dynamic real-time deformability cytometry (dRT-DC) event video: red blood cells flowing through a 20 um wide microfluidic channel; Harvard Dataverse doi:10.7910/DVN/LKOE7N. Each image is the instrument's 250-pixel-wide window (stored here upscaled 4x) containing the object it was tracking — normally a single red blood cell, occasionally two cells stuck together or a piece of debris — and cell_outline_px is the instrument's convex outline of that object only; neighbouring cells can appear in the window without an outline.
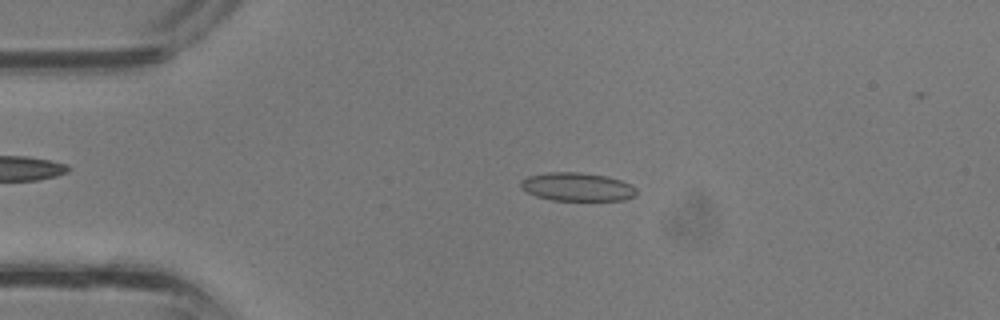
{"species": "common noctule bat (a hibernating species)", "species_latin": "Nyctalus noctula", "temperature_condition": "room temperature", "stored_images_in_passage": 29, "camera_frame_rate_fps": 3000, "um_per_image_px": 0.085, "animal": {"sex": "male", "body_mass_g": 13.3}, "frame": {"image": 1, "passage_image": 1, "time_ms": 0.0, "image_size_px": [1000, 320], "cell_outline_px": [[636, 192], [632, 196], [624, 200], [552, 200], [536, 196], [520, 188], [520, 180], [528, 176], [548, 172], [580, 172], [608, 176], [620, 180], [636, 188]], "centroid_in_image_um": [49.01, 15.87], "position_along_channel_um": 36.0, "area_um2": 19.07}}
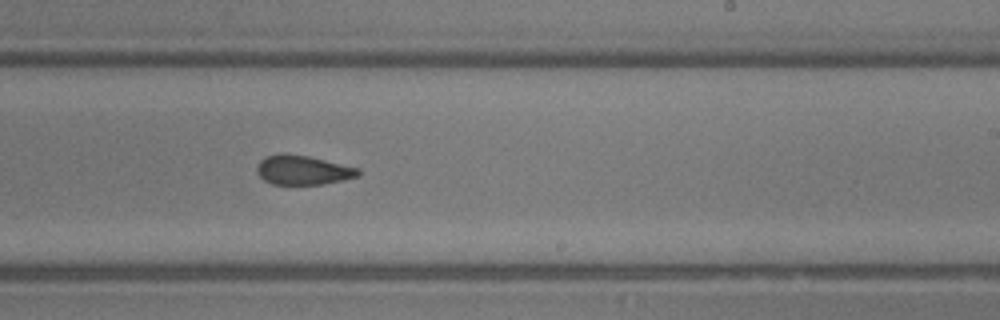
{"frame": {"image": 2, "passage_image": 15, "time_ms": 4.667, "image_size_px": [1000, 320], "cell_outline_px": [[360, 176], [344, 180], [324, 184], [272, 184], [264, 180], [256, 172], [256, 168], [260, 160], [268, 156], [308, 156], [360, 168]], "centroid_in_image_um": [25.81, 14.5], "position_along_channel_um": 263.2, "area_um2": 16.88}}
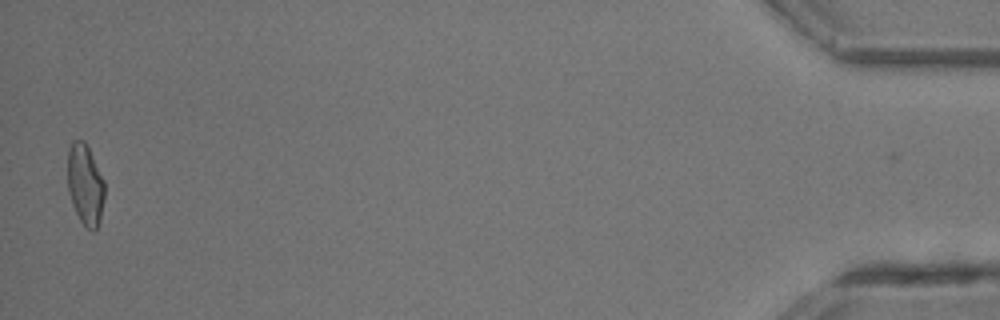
{"frame": {"image": 3, "passage_image": 29, "time_ms": 9.333, "image_size_px": [1000, 320], "cell_outline_px": [[104, 200], [100, 220], [96, 228], [92, 232], [80, 220], [72, 204], [68, 188], [68, 152], [72, 140], [84, 140], [104, 180]], "centroid_in_image_um": [7.24, 15.69], "position_along_channel_um": 428.0, "area_um2": 17.22}}